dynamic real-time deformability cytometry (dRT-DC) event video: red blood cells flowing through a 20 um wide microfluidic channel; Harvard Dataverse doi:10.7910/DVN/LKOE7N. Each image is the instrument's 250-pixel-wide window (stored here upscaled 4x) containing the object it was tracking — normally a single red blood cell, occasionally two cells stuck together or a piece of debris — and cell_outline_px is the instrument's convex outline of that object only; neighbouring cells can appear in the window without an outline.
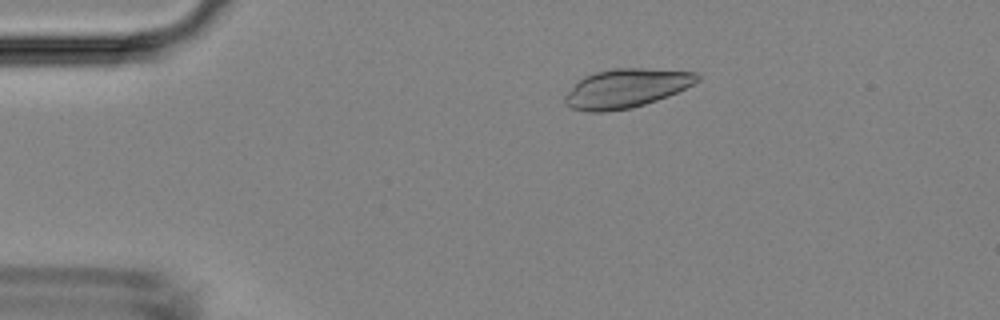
{"species": "Egyptian fruit bat (a non-hibernating species)", "species_latin": "Rousettus aegyptiacus", "temperature_condition": "room temperature", "stored_images_in_passage": 50, "camera_frame_rate_fps": 3000, "um_per_image_px": 0.085, "animal": {"sex": "female"}, "frame": {"image": 1, "passage_image": 10, "time_ms": 3.0, "image_size_px": [1000, 320], "cell_outline_px": [[700, 80], [668, 96], [632, 108], [604, 112], [588, 112], [572, 108], [564, 104], [564, 96], [584, 76], [596, 72], [612, 68], [644, 68], [696, 72], [700, 76]], "centroid_in_image_um": [53.21, 7.51], "position_along_channel_um": 31.8, "area_um2": 29.82}}
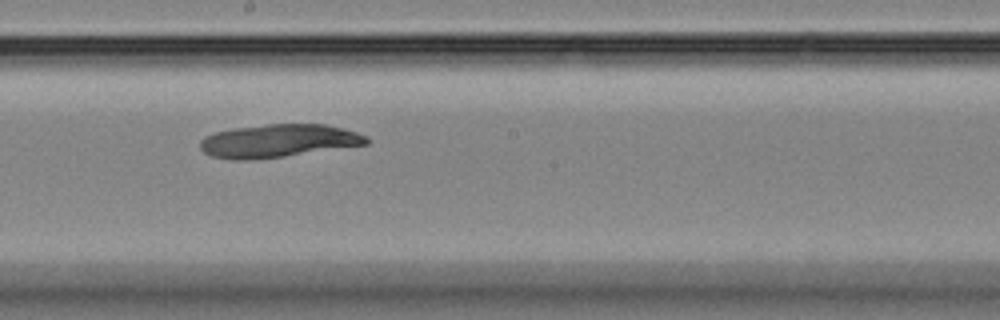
{"frame": {"image": 2, "passage_image": 28, "time_ms": 9.0, "image_size_px": [1000, 320], "cell_outline_px": [[368, 144], [284, 156], [252, 160], [228, 160], [208, 156], [200, 148], [200, 140], [204, 136], [216, 132], [236, 128], [268, 124], [324, 124], [344, 128], [368, 136]], "centroid_in_image_um": [23.62, 11.98], "position_along_channel_um": 224.6, "area_um2": 32.14}}
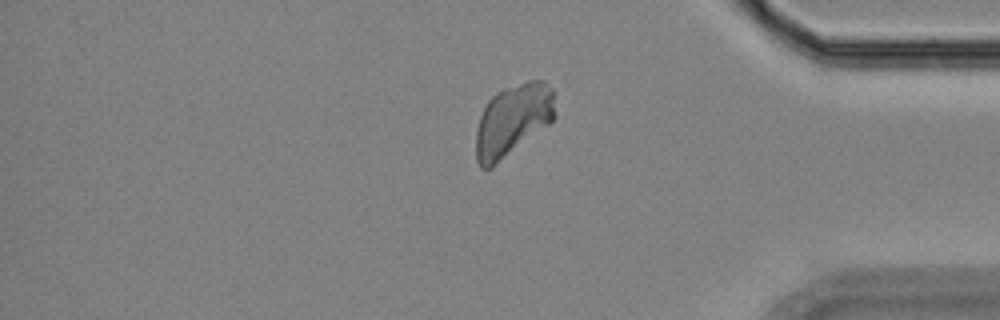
{"frame": {"image": 3, "passage_image": 42, "time_ms": 13.667, "image_size_px": [1000, 320], "cell_outline_px": [[556, 116], [548, 124], [492, 168], [480, 168], [476, 160], [476, 132], [480, 116], [488, 100], [496, 92], [504, 88], [528, 80], [544, 80], [552, 88]], "centroid_in_image_um": [43.58, 10.2], "position_along_channel_um": 391.6, "area_um2": 33.12}}